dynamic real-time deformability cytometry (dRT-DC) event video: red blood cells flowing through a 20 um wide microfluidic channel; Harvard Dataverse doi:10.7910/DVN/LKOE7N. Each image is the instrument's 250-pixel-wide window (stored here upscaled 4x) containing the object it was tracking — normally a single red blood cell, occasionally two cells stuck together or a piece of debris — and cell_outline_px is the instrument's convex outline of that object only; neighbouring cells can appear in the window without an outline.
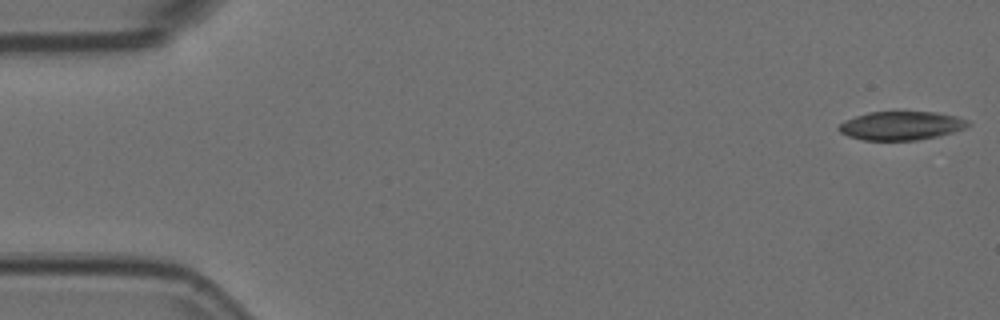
{"species": "Egyptian fruit bat (a non-hibernating species)", "species_latin": "Rousettus aegyptiacus", "temperature_condition": "room temperature", "stored_images_in_passage": 54, "camera_frame_rate_fps": 3000, "um_per_image_px": 0.085, "animal": {"sex": "female"}, "frame": {"image": 1, "passage_image": 1, "time_ms": 0.0, "image_size_px": [1000, 320], "cell_outline_px": [[972, 124], [964, 128], [940, 136], [916, 140], [864, 140], [848, 136], [840, 132], [836, 128], [844, 120], [868, 112], [936, 112], [956, 116], [968, 120]], "centroid_in_image_um": [76.6, 10.68], "position_along_channel_um": 8.4, "area_um2": 21.62}}
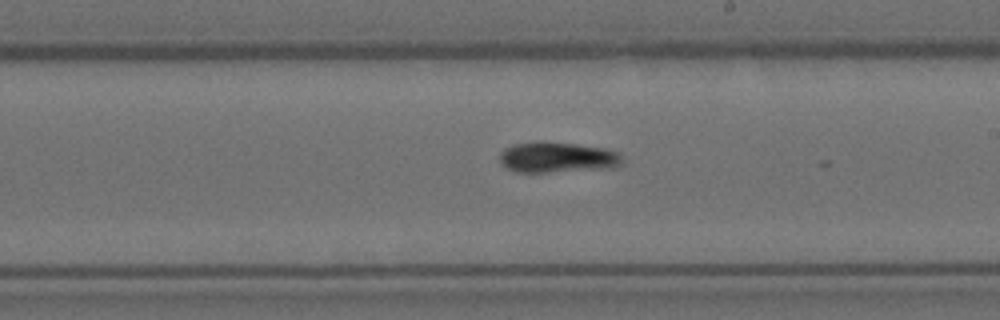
{"frame": {"image": 2, "passage_image": 31, "time_ms": 10.0, "image_size_px": [1000, 320], "cell_outline_px": [[624, 164], [612, 168], [544, 172], [516, 172], [500, 164], [500, 152], [504, 148], [512, 144], [576, 144], [604, 148], [620, 152]], "centroid_in_image_um": [47.43, 13.41], "position_along_channel_um": 241.6, "area_um2": 21.33}}
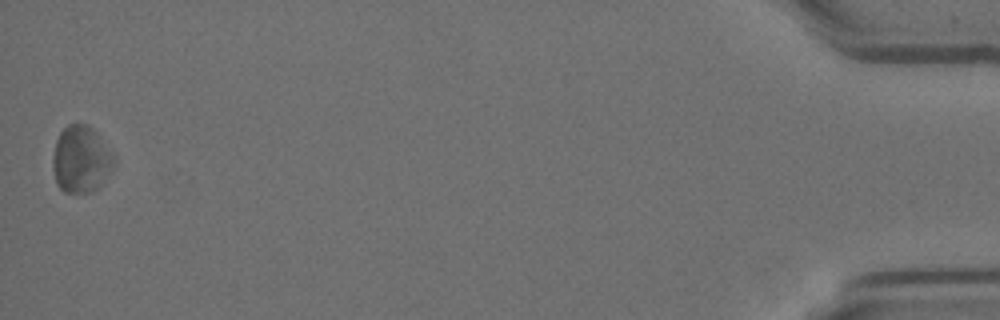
{"frame": {"image": 3, "passage_image": 54, "time_ms": 17.667, "image_size_px": [1000, 320], "cell_outline_px": [[116, 160], [112, 168], [100, 188], [92, 192], [64, 192], [56, 184], [52, 168], [52, 160], [56, 140], [60, 132], [68, 124], [88, 124], [96, 132]], "centroid_in_image_um": [6.87, 13.56], "position_along_channel_um": 428.3, "area_um2": 23.87}, "authors_computed_cell_mechanics": {"area_um2": 21.5016, "velocity_mm_per_s": 3.6953, "shape_relaxation_time_tau1_ms": 1.6186, "shape_relaxation_time_tau2_ms": null, "deformation_change_tau1": 0.0872, "deformation_change_tau2": null}}